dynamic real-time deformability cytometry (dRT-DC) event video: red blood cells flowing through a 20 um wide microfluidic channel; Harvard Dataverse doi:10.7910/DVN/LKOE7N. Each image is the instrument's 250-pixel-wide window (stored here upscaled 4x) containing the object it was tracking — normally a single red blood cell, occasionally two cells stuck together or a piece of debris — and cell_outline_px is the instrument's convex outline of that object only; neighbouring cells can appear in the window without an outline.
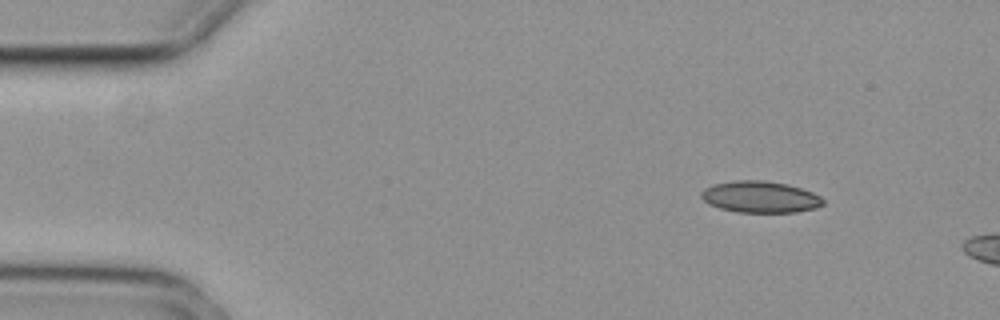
{"species": "common noctule bat (a hibernating species)", "species_latin": "Nyctalus noctula", "temperature_condition": "cold", "stored_images_in_passage": 2, "camera_frame_rate_fps": 3000, "um_per_image_px": 0.085, "animal": {"sex": "female", "body_mass_g": 29.2, "forearm_length_mm": 56.3}, "frame": {"image": 1, "passage_image": 1, "time_ms": 0.0, "image_size_px": [1000, 320], "cell_outline_px": [[824, 204], [816, 208], [796, 212], [736, 212], [720, 208], [708, 204], [700, 196], [700, 192], [704, 188], [712, 184], [732, 180], [764, 180], [788, 184], [812, 192], [820, 196], [824, 200]], "centroid_in_image_um": [64.59, 16.73], "position_along_channel_um": 20.4, "area_um2": 22.6}}